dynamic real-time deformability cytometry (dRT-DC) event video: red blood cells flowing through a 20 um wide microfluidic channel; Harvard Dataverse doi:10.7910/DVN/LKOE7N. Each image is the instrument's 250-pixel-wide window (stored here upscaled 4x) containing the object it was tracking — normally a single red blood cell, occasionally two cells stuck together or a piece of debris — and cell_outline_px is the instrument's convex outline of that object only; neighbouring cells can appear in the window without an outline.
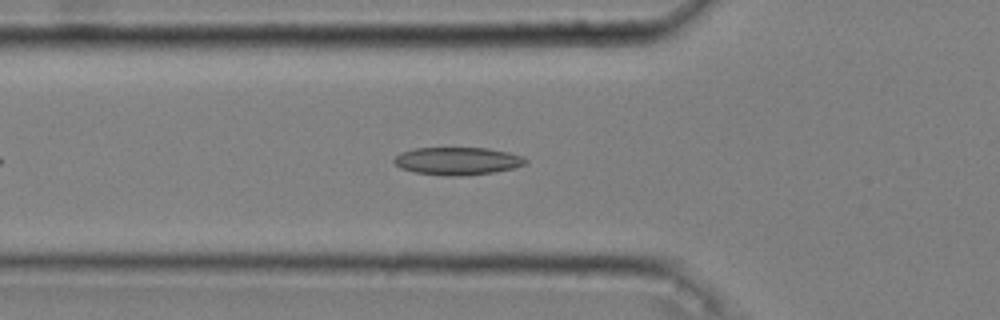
{"species": "common noctule bat (a hibernating species)", "species_latin": "Nyctalus noctula", "temperature_condition": "cold", "stored_images_in_passage": 43, "camera_frame_rate_fps": 3000, "um_per_image_px": 0.085, "animal": {"sex": "male", "body_mass_g": 20.4}, "frame": {"image": 1, "passage_image": 9, "time_ms": 2.667, "image_size_px": [1000, 320], "cell_outline_px": [[528, 164], [516, 168], [492, 172], [464, 176], [448, 176], [416, 172], [400, 168], [392, 160], [400, 152], [416, 148], [488, 148], [508, 152], [524, 156], [528, 160]], "centroid_in_image_um": [38.93, 13.68], "position_along_channel_um": 86.9, "area_um2": 21.39}}
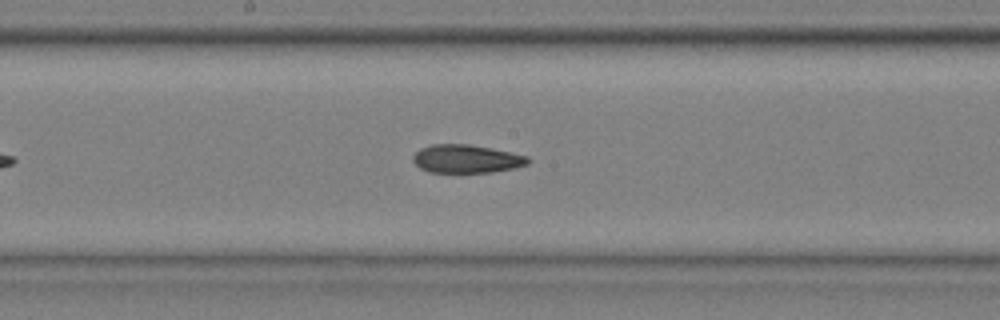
{"frame": {"image": 2, "passage_image": 19, "time_ms": 6.0, "image_size_px": [1000, 320], "cell_outline_px": [[532, 160], [528, 164], [516, 168], [492, 172], [428, 172], [420, 168], [412, 160], [412, 156], [420, 148], [432, 144], [468, 144], [492, 148], [528, 156]], "centroid_in_image_um": [39.66, 13.5], "position_along_channel_um": 208.5, "area_um2": 19.07}}
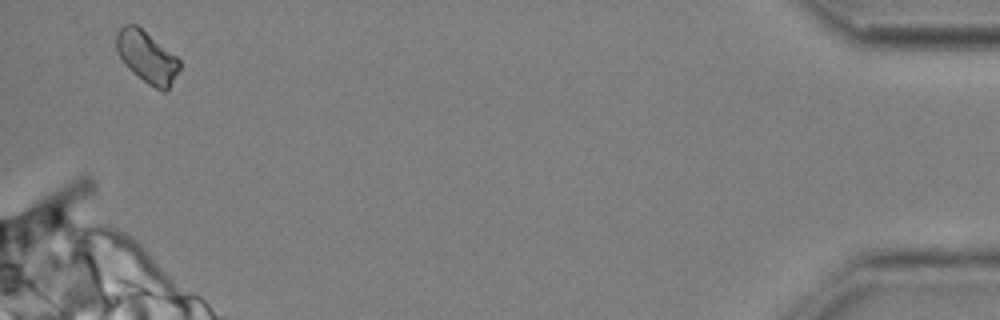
{"frame": {"image": 3, "passage_image": 42, "time_ms": 13.667, "image_size_px": [1000, 320], "cell_outline_px": [[180, 68], [168, 88], [164, 92], [148, 84], [128, 68], [124, 64], [116, 52], [116, 32], [124, 24], [136, 24], [176, 56], [180, 60]], "centroid_in_image_um": [12.45, 4.83], "position_along_channel_um": 422.7, "area_um2": 18.84}, "authors_computed_cell_mechanics": {"area_um2": 19.4786, "velocity_mm_per_s": 3.6372, "shape_relaxation_time_tau1_ms": null, "shape_relaxation_time_tau2_ms": 6.4419, "deformation_change_tau1": null, "deformation_change_tau2": 0.1283}}